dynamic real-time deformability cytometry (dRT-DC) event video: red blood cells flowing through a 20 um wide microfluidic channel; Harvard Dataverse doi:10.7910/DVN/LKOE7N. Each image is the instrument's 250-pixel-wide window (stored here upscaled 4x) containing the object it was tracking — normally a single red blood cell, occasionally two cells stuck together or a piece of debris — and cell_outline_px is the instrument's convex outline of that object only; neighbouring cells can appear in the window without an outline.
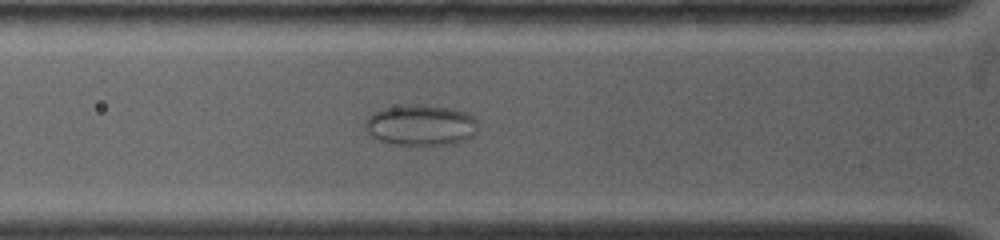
{"species": "common noctule bat (a hibernating species)", "species_latin": "Nyctalus noctula", "temperature_condition": "warm", "stored_images_in_passage": 87, "camera_frame_rate_fps": 5000, "um_per_image_px": 0.085, "animal": {"sex": "female", "body_mass_g": 19.0, "forearm_length_mm": 53.3}, "frame": {"image": 1, "passage_image": 19, "time_ms": 3.6, "image_size_px": [1000, 240], "cell_outline_px": [[476, 120], [472, 132], [464, 140], [444, 144], [396, 144], [380, 140], [372, 136], [368, 132], [364, 124], [368, 116], [384, 108], [408, 104], [416, 104], [452, 108], [464, 112], [472, 116]], "centroid_in_image_um": [35.69, 10.61], "position_along_channel_um": 90.1, "area_um2": 26.01}}
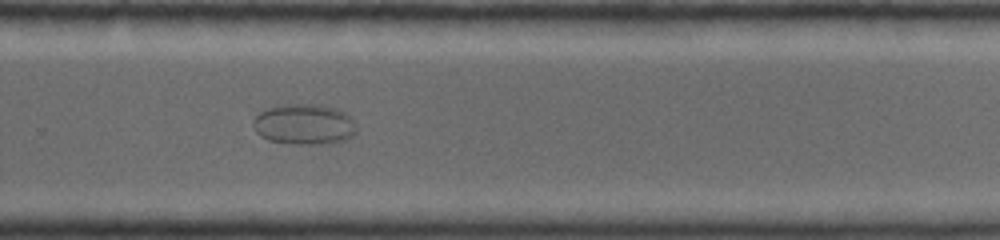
{"frame": {"image": 2, "passage_image": 48, "time_ms": 9.4, "image_size_px": [1000, 240], "cell_outline_px": [[356, 132], [344, 140], [304, 144], [296, 144], [268, 140], [260, 136], [256, 132], [252, 120], [260, 112], [268, 108], [288, 104], [320, 104], [336, 108], [348, 112], [352, 120]], "centroid_in_image_um": [25.83, 10.54], "position_along_channel_um": 304.0, "area_um2": 24.16}}
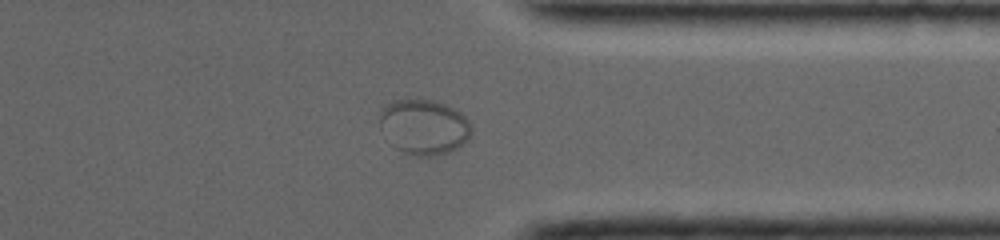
{"frame": {"image": 3, "passage_image": 58, "time_ms": 11.4, "image_size_px": [1000, 240], "cell_outline_px": [[472, 132], [468, 140], [456, 148], [448, 152], [436, 156], [408, 156], [396, 148], [392, 144], [380, 124], [380, 112], [388, 104], [396, 100], [412, 96], [416, 96], [436, 100], [460, 112], [468, 120], [472, 128]], "centroid_in_image_um": [36.05, 10.76], "position_along_channel_um": 375.3, "area_um2": 29.94}}